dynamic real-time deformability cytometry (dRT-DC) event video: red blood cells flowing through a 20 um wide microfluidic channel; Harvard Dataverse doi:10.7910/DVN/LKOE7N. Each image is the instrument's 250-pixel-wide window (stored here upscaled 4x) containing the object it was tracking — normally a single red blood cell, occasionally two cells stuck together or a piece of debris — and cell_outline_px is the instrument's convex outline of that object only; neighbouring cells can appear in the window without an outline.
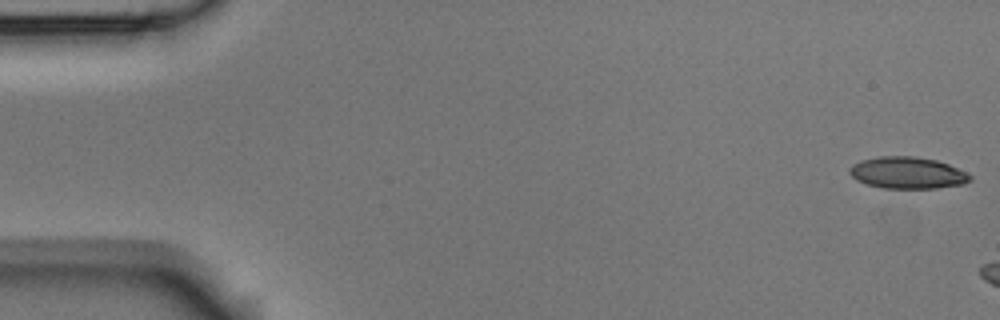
{"species": "Egyptian fruit bat (a non-hibernating species)", "species_latin": "Rousettus aegyptiacus", "temperature_condition": "room temperature", "stored_images_in_passage": 7, "camera_frame_rate_fps": 3000, "um_per_image_px": 0.085, "animal": {"sex": "male"}, "frame": {"image": 1, "passage_image": 1, "time_ms": 0.0, "image_size_px": [1000, 320], "cell_outline_px": [[972, 180], [964, 184], [936, 188], [884, 188], [868, 184], [856, 180], [848, 172], [848, 168], [852, 164], [860, 160], [880, 156], [912, 156], [936, 160], [948, 164], [972, 176]], "centroid_in_image_um": [77.11, 14.69], "position_along_channel_um": 7.9, "area_um2": 22.25}}